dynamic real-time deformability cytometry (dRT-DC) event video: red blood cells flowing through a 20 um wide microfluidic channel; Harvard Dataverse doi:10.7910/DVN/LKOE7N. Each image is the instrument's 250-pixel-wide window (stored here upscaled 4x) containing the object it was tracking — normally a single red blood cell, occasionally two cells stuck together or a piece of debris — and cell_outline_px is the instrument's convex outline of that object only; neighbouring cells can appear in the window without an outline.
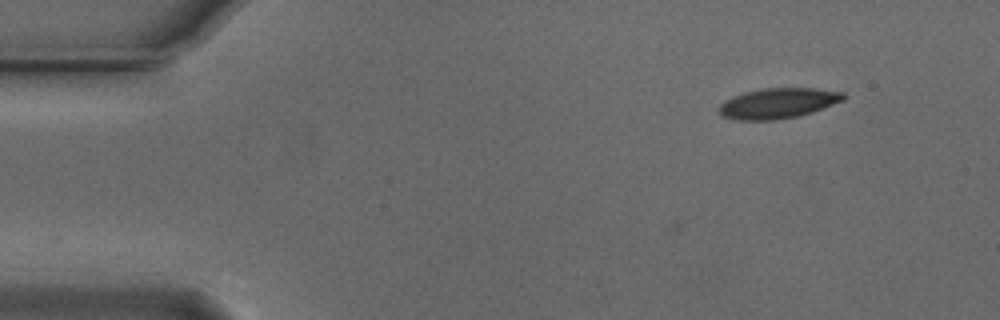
{"species": "Egyptian fruit bat (a non-hibernating species)", "species_latin": "Rousettus aegyptiacus", "temperature_condition": "cold", "stored_images_in_passage": 6, "camera_frame_rate_fps": 3000, "um_per_image_px": 0.085, "animal": {"sex": "male"}, "frame": {"image": 1, "passage_image": 1, "time_ms": 0.0, "image_size_px": [1000, 320], "cell_outline_px": [[844, 100], [812, 112], [796, 116], [776, 120], [740, 120], [720, 116], [720, 104], [724, 100], [732, 96], [744, 92], [764, 88], [812, 88], [844, 92]], "centroid_in_image_um": [66.11, 8.77], "position_along_channel_um": 18.9, "area_um2": 21.91}}